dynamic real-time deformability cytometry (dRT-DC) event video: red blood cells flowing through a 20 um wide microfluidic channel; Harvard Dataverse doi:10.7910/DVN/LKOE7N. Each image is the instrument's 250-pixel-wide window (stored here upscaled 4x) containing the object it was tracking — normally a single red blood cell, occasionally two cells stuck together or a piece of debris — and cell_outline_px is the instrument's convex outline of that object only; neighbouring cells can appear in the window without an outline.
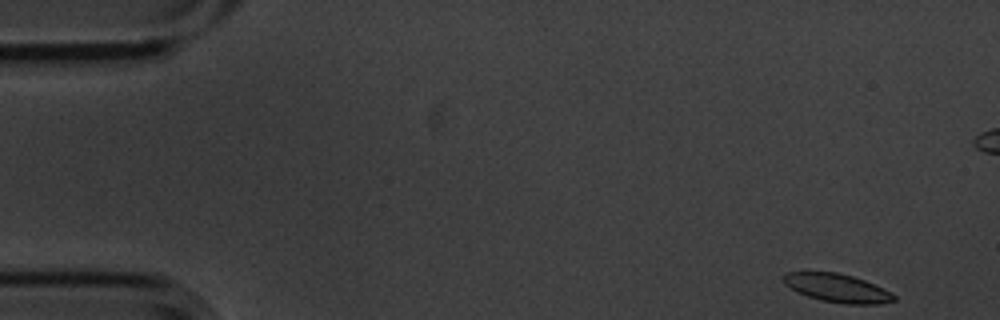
{"species": "common noctule bat (a hibernating species)", "species_latin": "Nyctalus noctula", "temperature_condition": "cold", "stored_images_in_passage": 6, "camera_frame_rate_fps": 3000, "um_per_image_px": 0.085, "animal": {"sex": "male", "body_mass_g": 20.1, "forearm_length_mm": 53.5}, "frame": {"image": 1, "passage_image": 1, "time_ms": 0.0, "image_size_px": [1000, 320], "cell_outline_px": [[896, 300], [880, 304], [844, 304], [820, 300], [796, 292], [784, 284], [784, 272], [836, 272], [852, 276], [864, 280], [896, 296]], "centroid_in_image_um": [71.12, 24.49], "position_along_channel_um": 13.9, "area_um2": 18.09}}
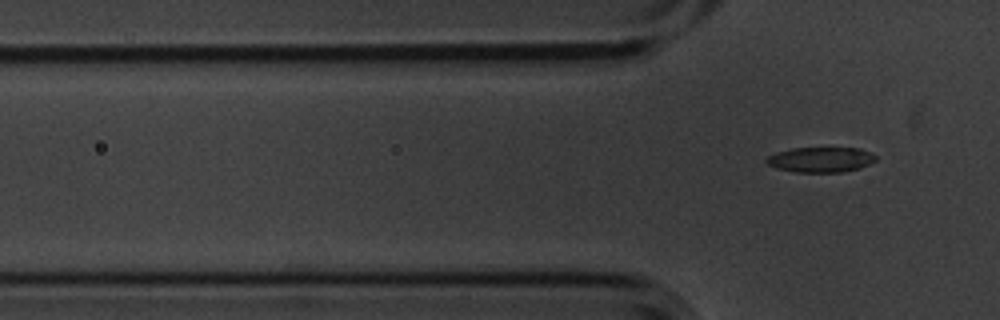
{"frame": {"image": 2, "passage_image": 6, "time_ms": 1.667, "image_size_px": [1000, 320], "cell_outline_px": [[876, 160], [860, 168], [840, 172], [796, 172], [776, 168], [768, 164], [764, 160], [768, 156], [776, 152], [792, 148], [860, 148], [876, 156]], "centroid_in_image_um": [69.73, 13.57], "position_along_channel_um": 56.1, "area_um2": 15.95}}